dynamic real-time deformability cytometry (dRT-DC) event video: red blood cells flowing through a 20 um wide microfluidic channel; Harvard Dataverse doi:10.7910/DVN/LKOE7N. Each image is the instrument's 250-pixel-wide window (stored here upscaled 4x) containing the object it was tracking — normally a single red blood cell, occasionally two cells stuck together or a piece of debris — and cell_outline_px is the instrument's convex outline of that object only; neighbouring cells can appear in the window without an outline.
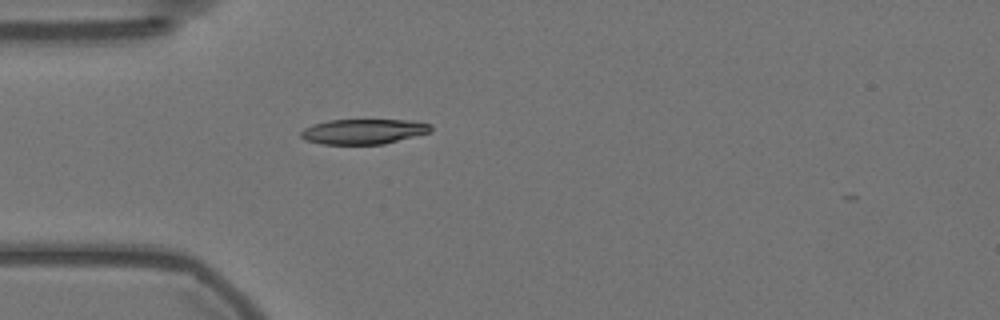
{"species": "Egyptian fruit bat (a non-hibernating species)", "species_latin": "Rousettus aegyptiacus", "temperature_condition": "warm", "stored_images_in_passage": 40, "camera_frame_rate_fps": 3000, "um_per_image_px": 0.085, "animal": {"sex": "female"}, "frame": {"image": 1, "passage_image": 1, "time_ms": 0.0, "image_size_px": [1000, 320], "cell_outline_px": [[432, 132], [384, 144], [320, 144], [304, 140], [300, 136], [300, 132], [304, 128], [312, 124], [328, 120], [412, 120], [432, 124]], "centroid_in_image_um": [30.9, 11.18], "position_along_channel_um": 54.1, "area_um2": 19.25}}
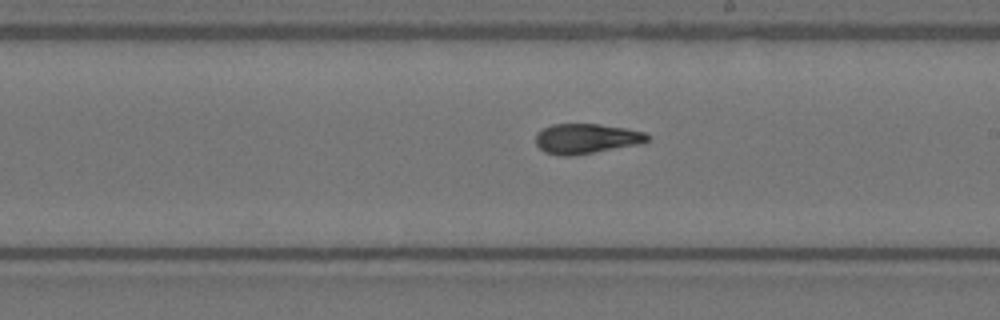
{"frame": {"image": 2, "passage_image": 17, "time_ms": 5.333, "image_size_px": [1000, 320], "cell_outline_px": [[648, 140], [640, 144], [572, 156], [560, 156], [544, 152], [536, 144], [536, 132], [552, 124], [600, 124], [624, 128], [644, 132], [648, 136]], "centroid_in_image_um": [49.79, 11.79], "position_along_channel_um": 239.2, "area_um2": 19.48}}
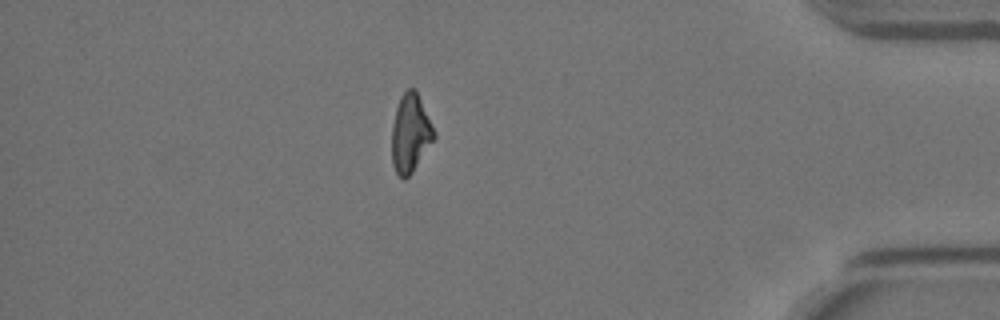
{"frame": {"image": 3, "passage_image": 34, "time_ms": 11.0, "image_size_px": [1000, 320], "cell_outline_px": [[436, 136], [412, 172], [404, 180], [396, 172], [392, 164], [392, 124], [396, 108], [400, 96], [408, 88], [412, 88], [416, 92], [436, 132]], "centroid_in_image_um": [34.87, 11.34], "position_along_channel_um": 400.3, "area_um2": 18.96}}